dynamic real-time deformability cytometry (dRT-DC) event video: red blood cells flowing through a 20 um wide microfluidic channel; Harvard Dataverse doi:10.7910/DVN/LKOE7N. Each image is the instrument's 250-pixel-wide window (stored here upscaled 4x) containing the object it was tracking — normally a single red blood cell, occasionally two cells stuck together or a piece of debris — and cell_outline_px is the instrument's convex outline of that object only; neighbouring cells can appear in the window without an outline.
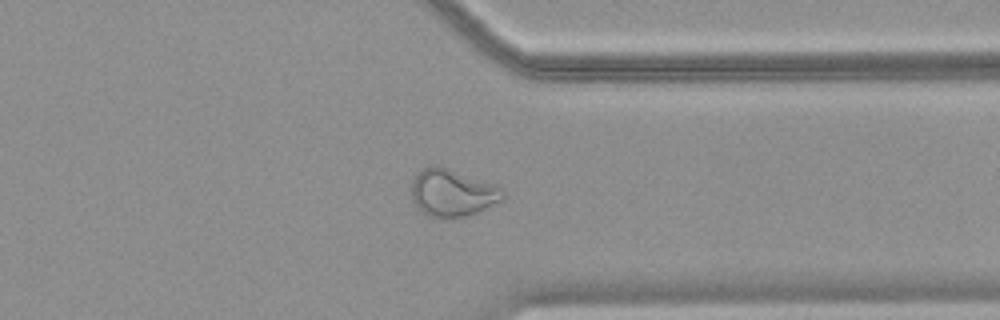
{"species": "common noctule bat (a hibernating species)", "species_latin": "Nyctalus noctula", "temperature_condition": "warm", "stored_images_in_passage": 48, "camera_frame_rate_fps": 3000, "um_per_image_px": 0.085, "animal": {"sex": "female", "body_mass_g": 18.4}, "frame": {"image": 1, "passage_image": 38, "time_ms": 12.333, "image_size_px": [1000, 320], "cell_outline_px": [[504, 200], [476, 212], [464, 216], [428, 216], [420, 212], [416, 208], [412, 200], [412, 180], [424, 168], [432, 164], [436, 164], [496, 184], [504, 192]], "centroid_in_image_um": [38.44, 16.37], "position_along_channel_um": 373.0, "area_um2": 25.03}}
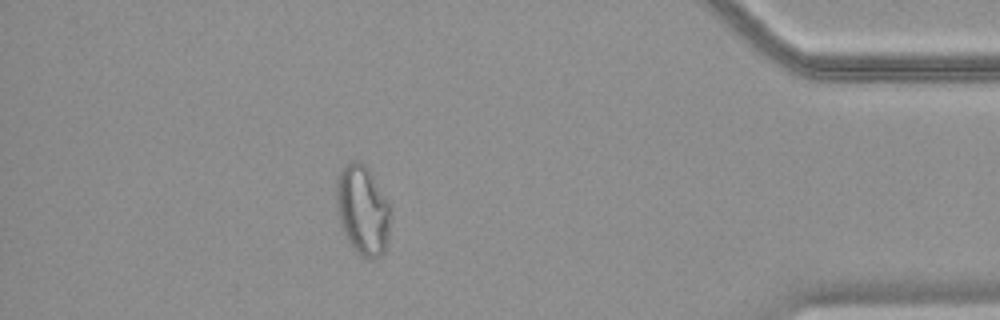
{"frame": {"image": 2, "passage_image": 43, "time_ms": 14.0, "image_size_px": [1000, 320], "cell_outline_px": [[388, 240], [384, 252], [380, 256], [372, 260], [356, 252], [352, 248], [344, 232], [340, 220], [336, 204], [336, 180], [340, 172], [352, 160], [356, 160], [364, 164], [368, 168], [388, 200]], "centroid_in_image_um": [30.81, 17.86], "position_along_channel_um": 404.4, "area_um2": 27.86}}